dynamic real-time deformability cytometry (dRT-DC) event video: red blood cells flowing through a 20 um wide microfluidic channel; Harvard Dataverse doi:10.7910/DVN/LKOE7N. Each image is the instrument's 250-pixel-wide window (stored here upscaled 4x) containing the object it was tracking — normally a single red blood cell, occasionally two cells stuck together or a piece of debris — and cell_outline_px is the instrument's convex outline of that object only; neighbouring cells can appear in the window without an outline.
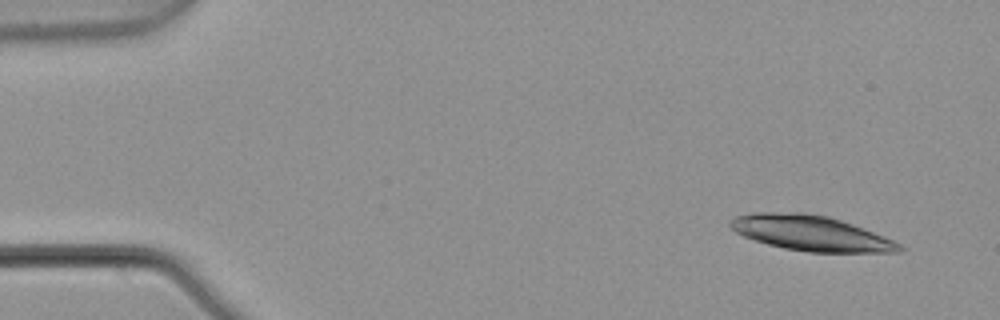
{"species": "common noctule bat (a hibernating species)", "species_latin": "Nyctalus noctula", "temperature_condition": "warm", "stored_images_in_passage": 4, "camera_frame_rate_fps": 3000, "um_per_image_px": 0.085, "animal": {"sex": "male", "body_mass_g": 21.5, "forearm_length_mm": 52.0}, "frame": {"image": 1, "passage_image": 1, "time_ms": 0.0, "image_size_px": [1000, 320], "cell_outline_px": [[904, 248], [900, 252], [808, 252], [784, 248], [752, 240], [736, 232], [728, 224], [728, 220], [732, 216], [752, 212], [804, 212], [828, 216], [852, 224], [892, 240], [900, 244]], "centroid_in_image_um": [68.83, 19.8], "position_along_channel_um": 16.2, "area_um2": 34.68}}